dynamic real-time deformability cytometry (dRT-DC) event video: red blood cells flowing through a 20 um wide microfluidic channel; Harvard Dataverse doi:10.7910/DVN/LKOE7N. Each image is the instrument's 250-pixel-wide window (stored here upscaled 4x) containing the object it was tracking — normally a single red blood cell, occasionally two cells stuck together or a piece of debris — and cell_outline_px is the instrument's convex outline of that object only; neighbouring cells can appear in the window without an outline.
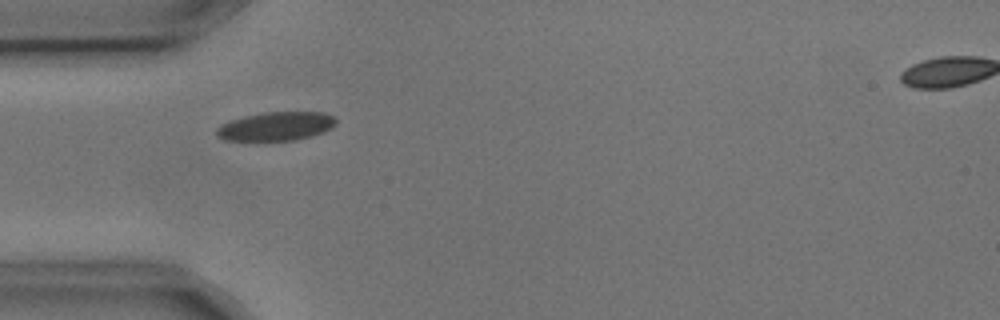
{"species": "common noctule bat (a hibernating species)", "species_latin": "Nyctalus noctula", "temperature_condition": "cold", "stored_images_in_passage": 3, "camera_frame_rate_fps": 3000, "um_per_image_px": 0.085, "animal": {"sex": "male", "body_mass_g": 17.9, "forearm_length_mm": 54.2}, "frame": {"image": 1, "passage_image": 1, "time_ms": 0.0, "image_size_px": [1000, 320], "cell_outline_px": [[336, 124], [332, 128], [324, 132], [312, 136], [296, 140], [224, 140], [216, 136], [216, 128], [220, 124], [228, 120], [244, 116], [264, 112], [324, 112], [332, 116], [336, 120]], "centroid_in_image_um": [23.45, 10.73], "position_along_channel_um": 61.6, "area_um2": 20.17}}
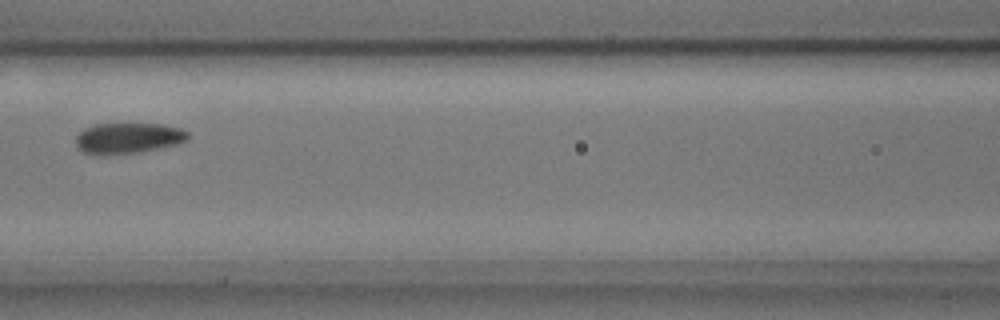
{"frame": {"image": 2, "passage_image": 3, "time_ms": 0.667, "image_size_px": [1000, 320], "cell_outline_px": [[188, 140], [176, 144], [140, 152], [108, 156], [104, 156], [84, 152], [76, 148], [76, 136], [84, 128], [96, 124], [160, 124], [180, 128], [188, 132]], "centroid_in_image_um": [10.85, 11.76], "position_along_channel_um": 155.8, "area_um2": 20.23}}